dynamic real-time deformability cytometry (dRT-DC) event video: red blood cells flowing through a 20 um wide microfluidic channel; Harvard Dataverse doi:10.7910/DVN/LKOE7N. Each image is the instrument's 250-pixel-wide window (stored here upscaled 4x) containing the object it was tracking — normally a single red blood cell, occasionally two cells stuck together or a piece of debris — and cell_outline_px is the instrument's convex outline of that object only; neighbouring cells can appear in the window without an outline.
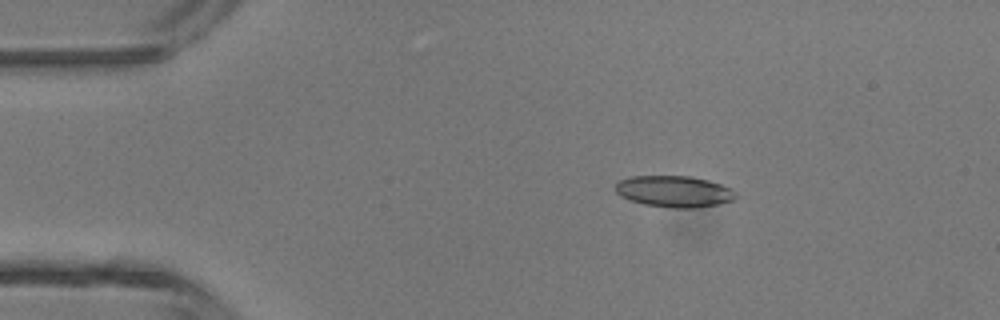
{"species": "common noctule bat (a hibernating species)", "species_latin": "Nyctalus noctula", "temperature_condition": "room temperature", "stored_images_in_passage": 4, "camera_frame_rate_fps": 3000, "um_per_image_px": 0.085, "animal": {"sex": "male", "body_mass_g": 13.3}, "frame": {"image": 1, "passage_image": 3, "time_ms": 0.667, "image_size_px": [1000, 320], "cell_outline_px": [[736, 196], [732, 200], [720, 204], [696, 208], [672, 208], [644, 204], [628, 200], [620, 196], [616, 192], [616, 184], [620, 180], [632, 176], [692, 176], [708, 180], [732, 188], [736, 192]], "centroid_in_image_um": [57.31, 16.27], "position_along_channel_um": 27.7, "area_um2": 22.14}}